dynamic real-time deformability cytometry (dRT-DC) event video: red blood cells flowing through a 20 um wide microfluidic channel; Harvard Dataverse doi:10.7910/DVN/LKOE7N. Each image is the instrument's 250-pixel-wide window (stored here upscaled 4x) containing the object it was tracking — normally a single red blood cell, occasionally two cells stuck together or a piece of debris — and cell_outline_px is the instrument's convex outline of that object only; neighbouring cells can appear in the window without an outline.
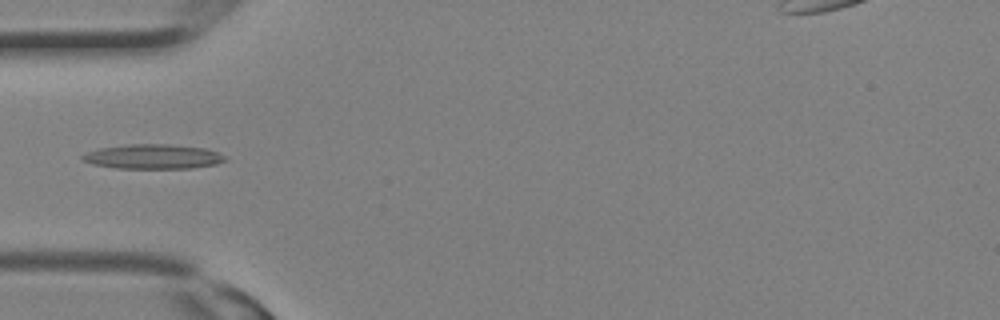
{"species": "Egyptian fruit bat (a non-hibernating species)", "species_latin": "Rousettus aegyptiacus", "temperature_condition": "room temperature", "stored_images_in_passage": 13, "camera_frame_rate_fps": 3000, "um_per_image_px": 0.085, "animal": {"sex": "female"}, "frame": {"image": 1, "passage_image": 10, "time_ms": 3.0, "image_size_px": [1000, 320], "cell_outline_px": [[228, 160], [216, 164], [192, 168], [116, 168], [92, 164], [84, 160], [80, 156], [88, 152], [100, 148], [128, 144], [168, 144], [204, 148], [216, 152], [224, 156]], "centroid_in_image_um": [13.01, 13.31], "position_along_channel_um": 72.0, "area_um2": 20.29}}
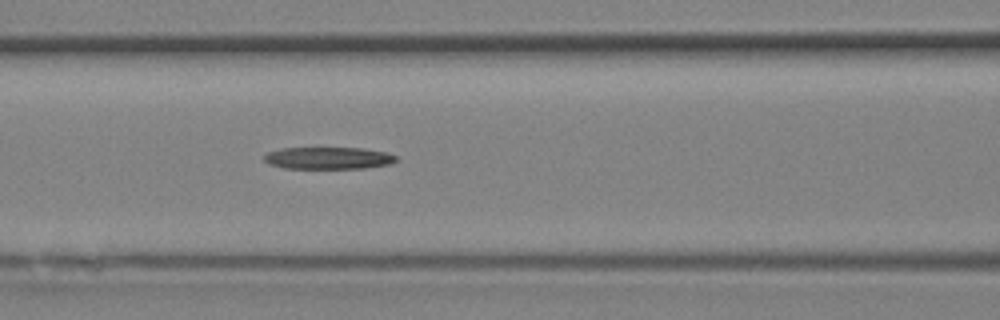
{"frame": {"image": 2, "passage_image": 13, "time_ms": 4.0, "image_size_px": [1000, 320], "cell_outline_px": [[396, 160], [388, 164], [364, 168], [284, 168], [268, 164], [264, 160], [264, 156], [268, 152], [284, 148], [360, 148], [388, 152], [396, 156]], "centroid_in_image_um": [27.89, 13.43], "position_along_channel_um": 138.7, "area_um2": 16.82}}